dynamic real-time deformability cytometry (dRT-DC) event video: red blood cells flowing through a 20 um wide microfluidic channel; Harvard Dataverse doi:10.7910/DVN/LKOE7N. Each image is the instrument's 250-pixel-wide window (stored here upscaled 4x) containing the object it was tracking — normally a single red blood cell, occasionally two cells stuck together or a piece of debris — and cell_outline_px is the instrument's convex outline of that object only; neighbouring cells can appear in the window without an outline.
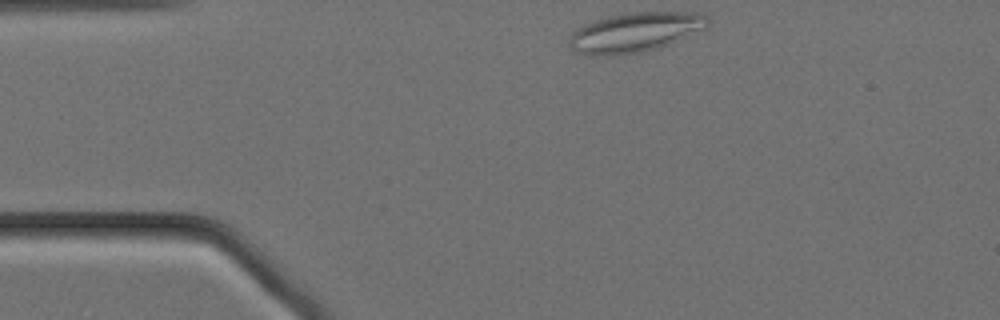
{"species": "Egyptian fruit bat (a non-hibernating species)", "species_latin": "Rousettus aegyptiacus", "temperature_condition": "cold", "stored_images_in_passage": 48, "camera_frame_rate_fps": 3000, "um_per_image_px": 0.085, "animal": {"sex": "female"}, "frame": {"image": 1, "passage_image": 1, "time_ms": 0.0, "image_size_px": [1000, 320], "cell_outline_px": [[708, 28], [668, 44], [644, 52], [612, 56], [588, 56], [576, 52], [568, 44], [568, 40], [572, 32], [576, 28], [584, 24], [608, 16], [636, 12], [704, 12], [708, 16]], "centroid_in_image_um": [53.98, 2.75], "position_along_channel_um": 31.0, "area_um2": 32.37}}
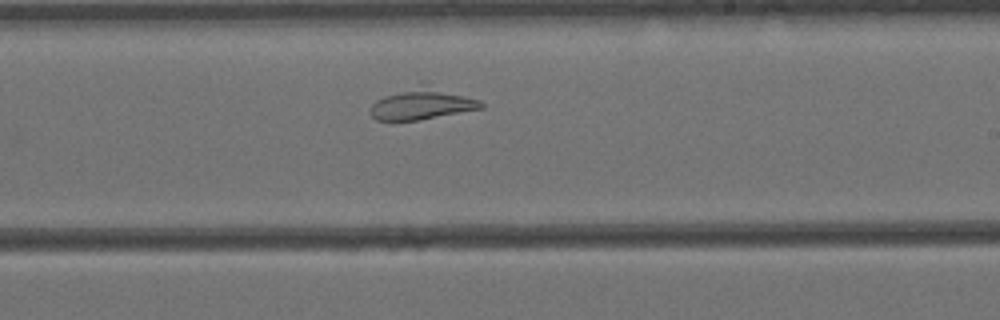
{"frame": {"image": 2, "passage_image": 24, "time_ms": 7.667, "image_size_px": [1000, 320], "cell_outline_px": [[484, 108], [420, 120], [392, 124], [376, 120], [372, 116], [372, 104], [376, 100], [384, 96], [428, 80], [480, 100], [484, 104]], "centroid_in_image_um": [35.91, 8.81], "position_along_channel_um": 253.1, "area_um2": 21.56}}
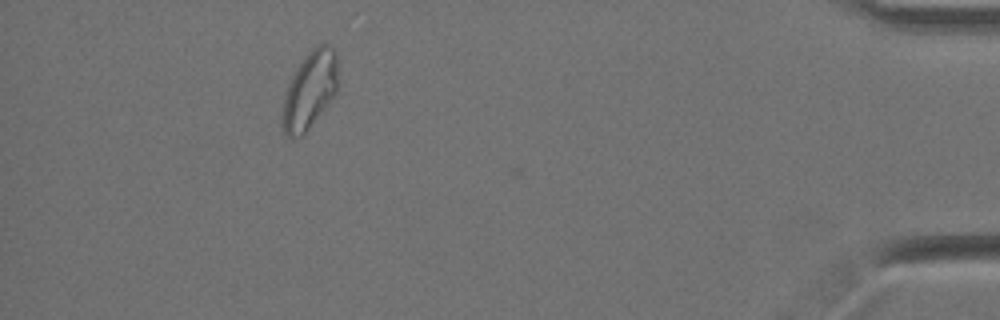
{"frame": {"image": 3, "passage_image": 43, "time_ms": 14.0, "image_size_px": [1000, 320], "cell_outline_px": [[340, 72], [336, 92], [308, 128], [300, 136], [292, 140], [284, 132], [280, 124], [284, 96], [288, 84], [292, 76], [304, 56], [316, 44], [328, 44], [336, 52]], "centroid_in_image_um": [26.33, 7.63], "position_along_channel_um": 408.9, "area_um2": 25.26}}